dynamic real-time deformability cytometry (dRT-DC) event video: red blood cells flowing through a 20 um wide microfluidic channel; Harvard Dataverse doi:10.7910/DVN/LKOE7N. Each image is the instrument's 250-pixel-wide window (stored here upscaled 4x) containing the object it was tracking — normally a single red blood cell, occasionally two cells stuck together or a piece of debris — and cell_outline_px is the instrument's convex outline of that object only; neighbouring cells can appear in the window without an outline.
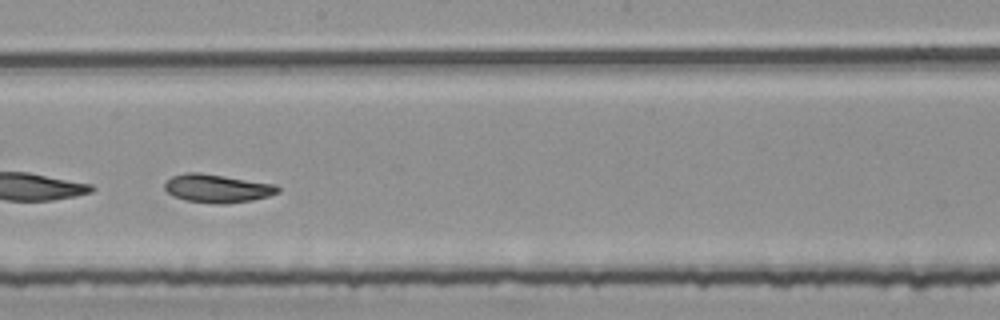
{"species": "common noctule bat (a hibernating species)", "species_latin": "Nyctalus noctula", "temperature_condition": "room temperature", "stored_images_in_passage": 51, "camera_frame_rate_fps": 3000, "um_per_image_px": 0.085, "animal": {"sex": "female", "body_mass_g": 25.1}, "frame": {"image": 1, "passage_image": 30, "time_ms": 9.667, "image_size_px": [1000, 320], "cell_outline_px": [[280, 192], [268, 196], [252, 200], [224, 204], [212, 204], [184, 200], [172, 196], [164, 188], [164, 184], [172, 176], [188, 172], [196, 172], [224, 176], [276, 184], [280, 188]], "centroid_in_image_um": [18.46, 16.02], "position_along_channel_um": 229.7, "area_um2": 18.73}}
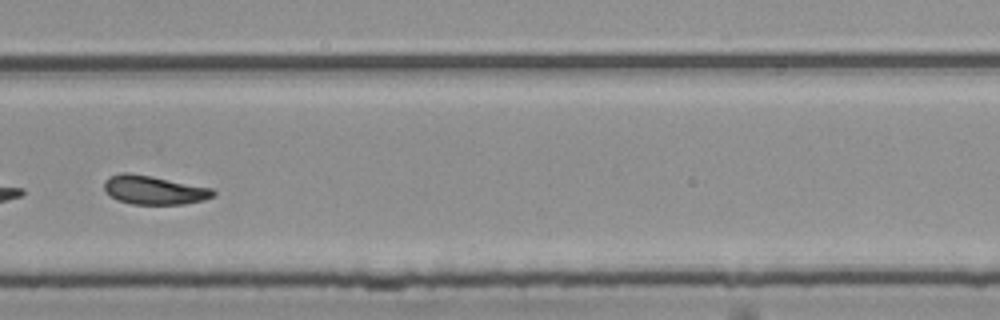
{"frame": {"image": 2, "passage_image": 37, "time_ms": 12.0, "image_size_px": [1000, 320], "cell_outline_px": [[216, 196], [204, 200], [184, 204], [132, 204], [116, 200], [104, 188], [104, 180], [108, 176], [120, 172], [128, 172], [152, 176], [212, 188], [216, 192]], "centroid_in_image_um": [13.09, 16.14], "position_along_channel_um": 316.7, "area_um2": 18.44}, "authors_computed_cell_mechanics": {"area_um2": 18.9006, "velocity_mm_per_s": 3.7384, "shape_relaxation_time_tau1_ms": 7.8037, "shape_relaxation_time_tau2_ms": 6.9824, "deformation_change_tau1": 0.1538, "deformation_change_tau2": 0.126}}